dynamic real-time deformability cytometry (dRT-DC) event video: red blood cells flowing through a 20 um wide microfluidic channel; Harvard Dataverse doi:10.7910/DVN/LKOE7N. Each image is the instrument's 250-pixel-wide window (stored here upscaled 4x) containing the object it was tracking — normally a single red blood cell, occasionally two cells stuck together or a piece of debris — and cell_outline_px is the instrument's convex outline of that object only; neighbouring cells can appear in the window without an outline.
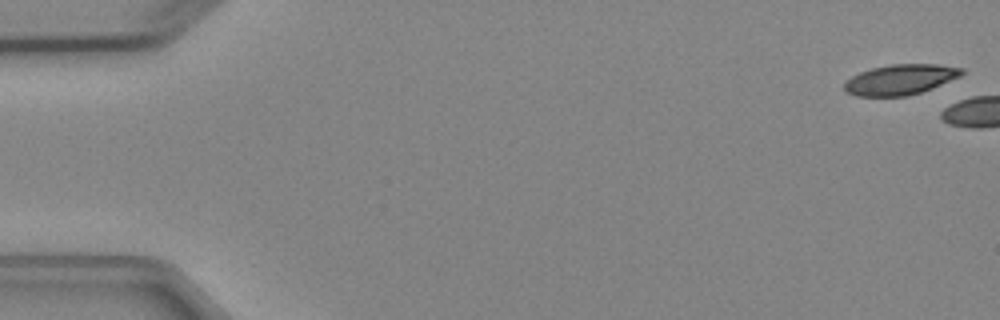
{"species": "Egyptian fruit bat (a non-hibernating species)", "species_latin": "Rousettus aegyptiacus", "temperature_condition": "cold", "stored_images_in_passage": 2, "camera_frame_rate_fps": 3000, "um_per_image_px": 0.085, "animal": {"sex": "female"}, "frame": {"image": 1, "passage_image": 1, "time_ms": 0.0, "image_size_px": [1000, 320], "cell_outline_px": [[964, 72], [960, 76], [932, 88], [908, 96], [856, 96], [844, 92], [844, 84], [852, 76], [860, 72], [872, 68], [892, 64], [936, 64], [964, 68]], "centroid_in_image_um": [76.52, 6.76], "position_along_channel_um": 8.5, "area_um2": 20.69}}